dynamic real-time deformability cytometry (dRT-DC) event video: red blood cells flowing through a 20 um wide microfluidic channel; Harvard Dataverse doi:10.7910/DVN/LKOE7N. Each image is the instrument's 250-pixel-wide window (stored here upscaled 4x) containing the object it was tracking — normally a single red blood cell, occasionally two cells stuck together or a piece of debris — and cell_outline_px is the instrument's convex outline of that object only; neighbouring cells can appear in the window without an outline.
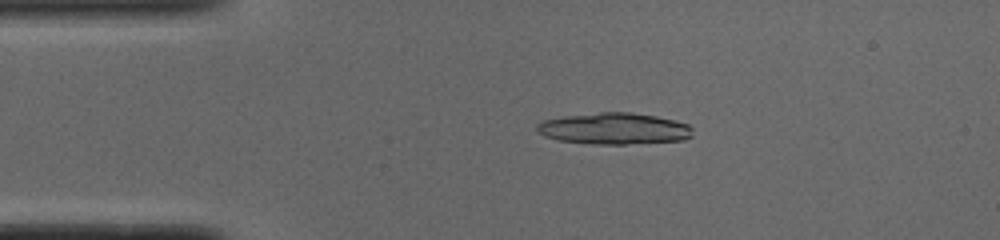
{"species": "common noctule bat (a hibernating species)", "species_latin": "Nyctalus noctula", "temperature_condition": "cold", "stored_images_in_passage": 46, "segment_of_instrument_passage": [1, 2], "camera_frame_rate_fps": 3000, "um_per_image_px": 0.085, "animal": {"sex": "male", "body_mass_g": 19.0, "forearm_length_mm": 50.8}, "frame": {"image": 1, "passage_image": 5, "time_ms": 1.333, "image_size_px": [1000, 240], "cell_outline_px": [[692, 136], [684, 140], [624, 144], [596, 144], [556, 140], [544, 136], [536, 132], [536, 124], [544, 120], [564, 116], [600, 112], [632, 112], [656, 116], [676, 120], [688, 124], [692, 128]], "centroid_in_image_um": [52.19, 10.93], "position_along_channel_um": 32.8, "area_um2": 28.73}}